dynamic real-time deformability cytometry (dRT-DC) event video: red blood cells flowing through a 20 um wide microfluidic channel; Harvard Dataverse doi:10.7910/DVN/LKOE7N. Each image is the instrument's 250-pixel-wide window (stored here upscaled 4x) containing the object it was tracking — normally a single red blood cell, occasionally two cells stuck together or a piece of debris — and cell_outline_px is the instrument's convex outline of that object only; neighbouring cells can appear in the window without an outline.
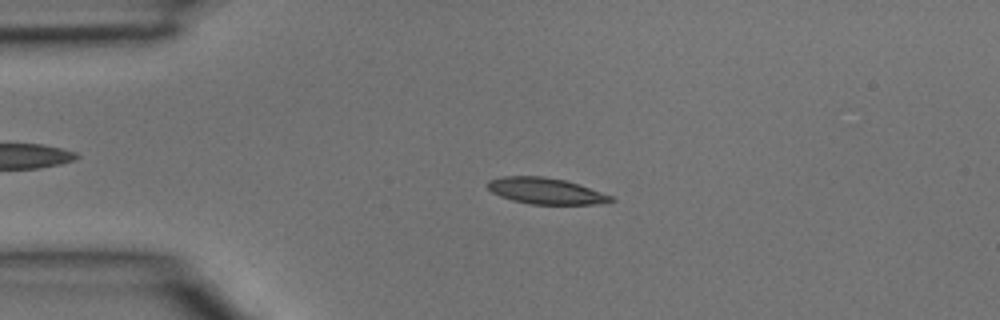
{"species": "common noctule bat (a hibernating species)", "species_latin": "Nyctalus noctula", "temperature_condition": "room temperature", "stored_images_in_passage": 4, "camera_frame_rate_fps": 3000, "um_per_image_px": 0.085, "animal": {"sex": "male", "body_mass_g": 15.6}, "frame": {"image": 1, "passage_image": 3, "time_ms": 0.667, "image_size_px": [1000, 320], "cell_outline_px": [[616, 200], [596, 204], [532, 204], [512, 200], [500, 196], [492, 192], [488, 188], [488, 180], [500, 176], [544, 176], [564, 180], [612, 196]], "centroid_in_image_um": [46.34, 16.23], "position_along_channel_um": 38.7, "area_um2": 18.55}}
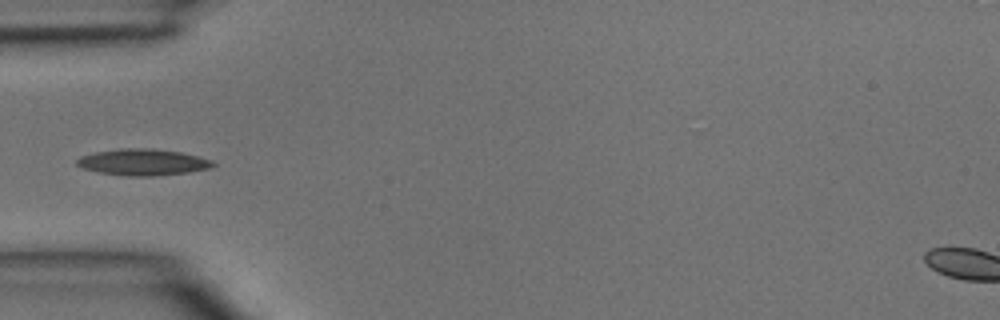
{"frame": {"image": 2, "passage_image": 4, "time_ms": 1.0, "image_size_px": [1000, 320], "cell_outline_px": [[216, 164], [212, 168], [188, 172], [152, 176], [128, 176], [100, 172], [84, 168], [76, 164], [76, 160], [80, 156], [96, 152], [120, 148], [152, 148], [180, 152], [212, 160]], "centroid_in_image_um": [12.16, 13.78], "position_along_channel_um": 72.8, "area_um2": 20.81}}